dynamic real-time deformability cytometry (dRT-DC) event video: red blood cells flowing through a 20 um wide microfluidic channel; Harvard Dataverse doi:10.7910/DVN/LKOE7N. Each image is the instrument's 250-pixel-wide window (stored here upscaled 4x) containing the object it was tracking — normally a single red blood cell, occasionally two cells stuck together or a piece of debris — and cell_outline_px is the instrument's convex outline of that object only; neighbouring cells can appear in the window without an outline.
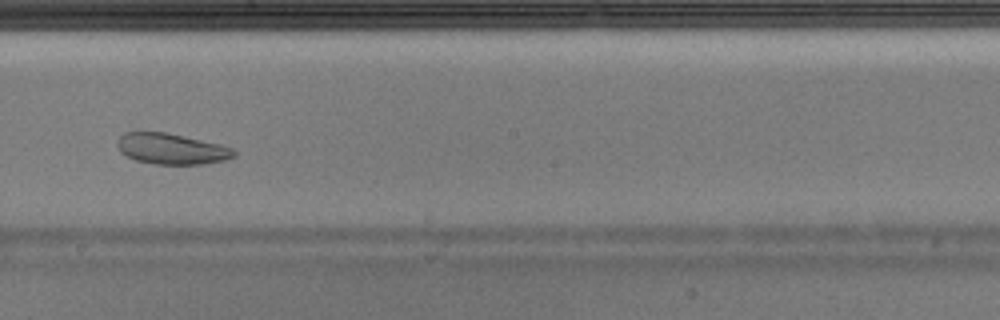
{"species": "Egyptian fruit bat (a non-hibernating species)", "species_latin": "Rousettus aegyptiacus", "temperature_condition": "warm", "stored_images_in_passage": 32, "camera_frame_rate_fps": 3000, "um_per_image_px": 0.085, "animal": {"sex": "male"}, "frame": {"image": 1, "passage_image": 14, "time_ms": 4.333, "image_size_px": [1000, 320], "cell_outline_px": [[236, 156], [224, 160], [204, 164], [156, 164], [136, 160], [120, 152], [116, 144], [116, 140], [124, 132], [164, 132], [184, 136], [220, 144], [232, 148], [236, 152]], "centroid_in_image_um": [14.57, 12.65], "position_along_channel_um": 233.6, "area_um2": 20.92}}